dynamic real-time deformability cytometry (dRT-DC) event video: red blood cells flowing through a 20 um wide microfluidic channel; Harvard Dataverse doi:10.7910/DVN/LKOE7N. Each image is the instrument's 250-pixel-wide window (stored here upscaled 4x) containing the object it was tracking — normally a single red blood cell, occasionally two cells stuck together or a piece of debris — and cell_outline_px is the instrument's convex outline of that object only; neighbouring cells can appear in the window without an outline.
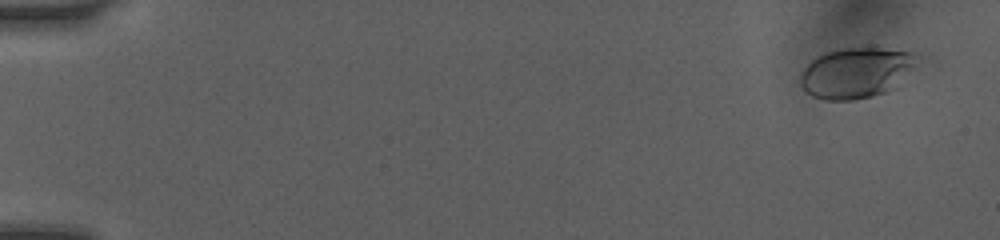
{"species": "human", "species_latin": "Homo sapiens", "temperature_condition": "room temperature", "stored_images_in_passage": 41, "camera_frame_rate_fps": 3000, "um_per_image_px": 0.085, "donor": {"sex": "female"}, "frame": {"image": 1, "passage_image": 3, "time_ms": 0.667, "image_size_px": [1000, 240], "cell_outline_px": [[924, 56], [896, 88], [872, 96], [852, 100], [824, 100], [812, 96], [800, 84], [800, 72], [816, 56], [828, 52], [848, 48], [876, 48], [912, 52]], "centroid_in_image_um": [72.82, 6.18], "position_along_channel_um": 12.2, "area_um2": 34.51}}
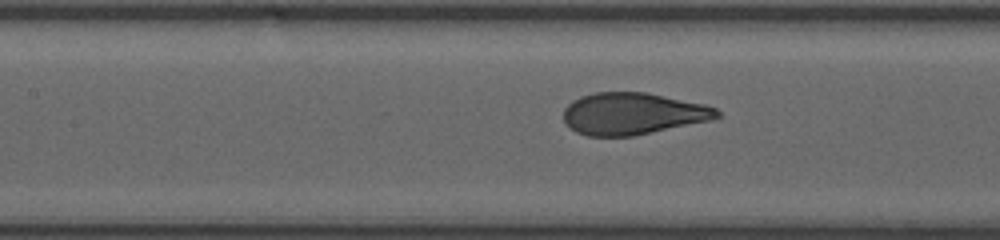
{"frame": {"image": 2, "passage_image": 26, "time_ms": 8.0, "image_size_px": [1000, 240], "cell_outline_px": [[720, 116], [712, 120], [632, 136], [588, 136], [576, 132], [564, 124], [564, 108], [572, 100], [580, 96], [596, 92], [644, 92], [704, 104], [716, 108], [720, 112]], "centroid_in_image_um": [53.75, 9.66], "position_along_channel_um": 153.6, "area_um2": 37.45}}
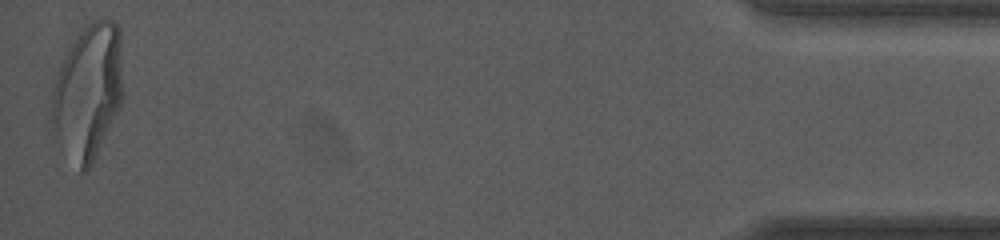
{"frame": {"image": 3, "passage_image": 41, "time_ms": 16.667, "image_size_px": [1000, 240], "cell_outline_px": [[124, 100], [92, 164], [84, 172], [80, 172], [56, 136], [48, 120], [52, 88], [60, 68], [72, 40], [92, 20], [104, 16], [112, 20], [120, 28]], "centroid_in_image_um": [7.5, 7.76], "position_along_channel_um": 427.7, "area_um2": 56.93}, "authors_computed_cell_mechanics": {"area_um2": 36.1828, "velocity_mm_per_s": 4.0978, "shape_relaxation_time_tau1_ms": 4.6955, "shape_relaxation_time_tau2_ms": null, "deformation_change_tau1": 0.196, "deformation_change_tau2": null}}